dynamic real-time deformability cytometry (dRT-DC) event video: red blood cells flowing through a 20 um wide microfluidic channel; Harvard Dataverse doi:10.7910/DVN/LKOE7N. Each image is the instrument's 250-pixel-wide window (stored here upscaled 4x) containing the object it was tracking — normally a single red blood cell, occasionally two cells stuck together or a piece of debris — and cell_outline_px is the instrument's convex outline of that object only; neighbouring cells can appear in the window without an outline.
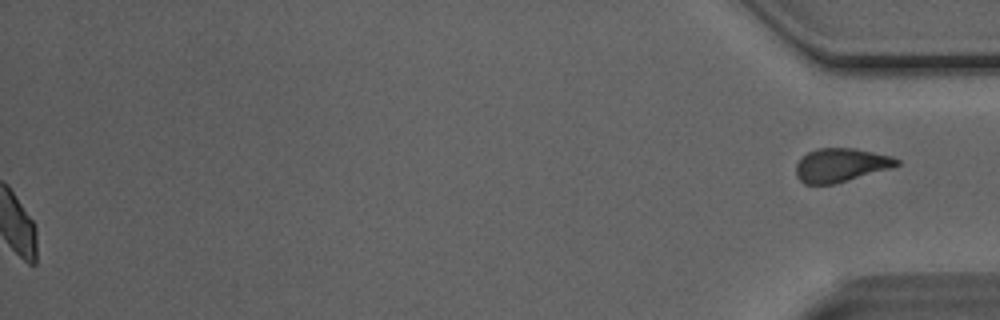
{"species": "Egyptian fruit bat (a non-hibernating species)", "species_latin": "Rousettus aegyptiacus", "temperature_condition": "room temperature", "stored_images_in_passage": 32, "segment_of_instrument_passage": [2, 2], "camera_frame_rate_fps": 3000, "um_per_image_px": 0.085, "animal": {"sex": "male"}, "frame": {"image": 1, "passage_image": 32, "time_ms": 10.333, "image_size_px": [1000, 320], "cell_outline_px": [[900, 164], [888, 168], [832, 184], [804, 184], [796, 176], [796, 164], [808, 152], [816, 148], [852, 148], [892, 156], [900, 160]], "centroid_in_image_um": [71.43, 14.02], "position_along_channel_um": 363.8, "area_um2": 19.31}}